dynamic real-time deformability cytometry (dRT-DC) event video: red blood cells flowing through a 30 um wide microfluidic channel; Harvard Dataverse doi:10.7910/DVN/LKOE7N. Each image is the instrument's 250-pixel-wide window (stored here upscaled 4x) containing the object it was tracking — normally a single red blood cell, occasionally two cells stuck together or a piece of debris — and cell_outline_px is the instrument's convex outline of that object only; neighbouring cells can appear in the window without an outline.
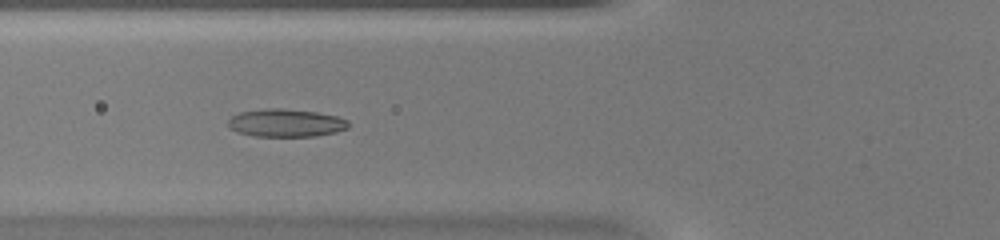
{"species": "common noctule bat (a hibernating species)", "species_latin": "Nyctalus noctula", "temperature_condition": "warm", "stored_images_in_passage": 46, "camera_frame_rate_fps": 3000, "um_per_image_px": 0.085, "animal": {"sex": "female", "body_mass_g": 20.0, "forearm_length_mm": 54.0}, "frame": {"image": 1, "passage_image": 18, "time_ms": 5.667, "image_size_px": [1000, 240], "cell_outline_px": [[348, 128], [336, 132], [316, 136], [252, 136], [236, 132], [228, 128], [228, 120], [232, 116], [240, 112], [268, 108], [284, 108], [316, 112], [336, 116], [348, 120]], "centroid_in_image_um": [24.27, 10.45], "position_along_channel_um": 101.5, "area_um2": 19.65}}
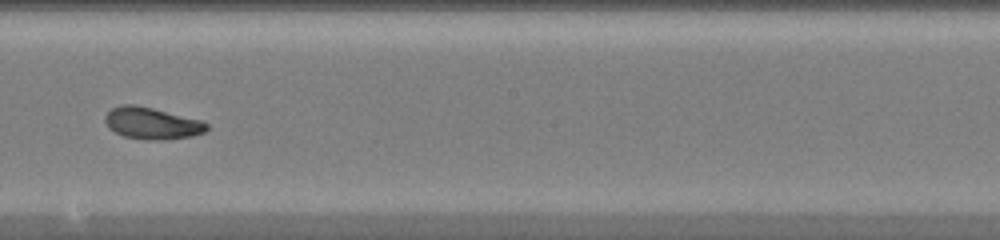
{"frame": {"image": 2, "passage_image": 27, "time_ms": 8.667, "image_size_px": [1000, 240], "cell_outline_px": [[208, 128], [204, 132], [192, 136], [164, 140], [148, 140], [124, 136], [108, 128], [104, 120], [104, 116], [112, 108], [124, 104], [136, 104], [200, 120], [208, 124]], "centroid_in_image_um": [12.89, 10.48], "position_along_channel_um": 235.3, "area_um2": 18.73}}
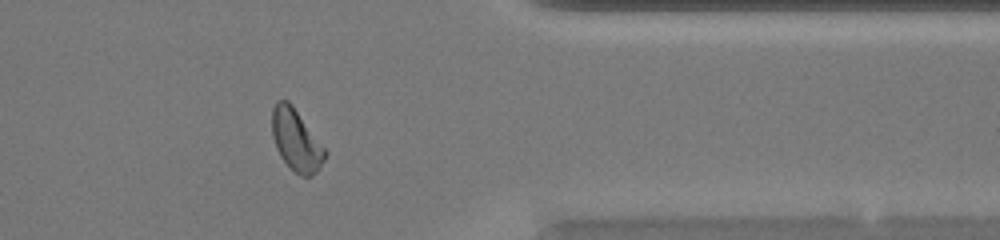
{"frame": {"image": 3, "passage_image": 38, "time_ms": 12.333, "image_size_px": [1000, 240], "cell_outline_px": [[328, 152], [320, 168], [312, 176], [300, 176], [280, 156], [276, 148], [272, 136], [272, 108], [276, 100], [288, 100], [292, 104]], "centroid_in_image_um": [25.17, 11.9], "position_along_channel_um": 386.2, "area_um2": 19.02}}